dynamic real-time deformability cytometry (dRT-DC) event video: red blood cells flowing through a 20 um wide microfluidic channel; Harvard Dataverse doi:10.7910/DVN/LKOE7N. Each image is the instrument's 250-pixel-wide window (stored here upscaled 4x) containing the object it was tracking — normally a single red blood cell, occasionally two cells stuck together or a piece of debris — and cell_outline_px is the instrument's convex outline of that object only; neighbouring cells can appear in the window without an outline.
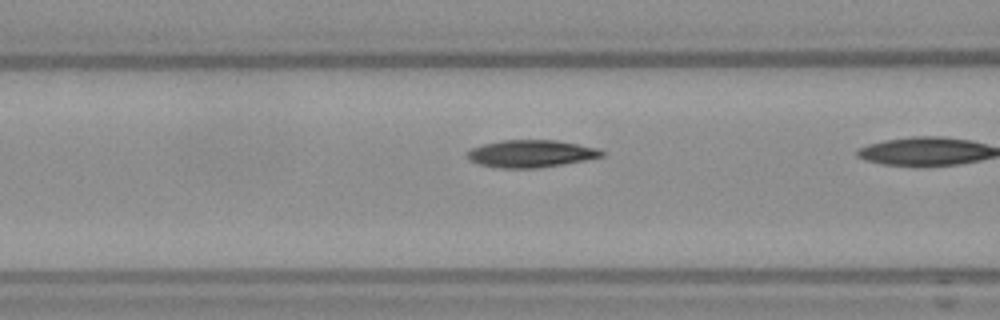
{"species": "Egyptian fruit bat (a non-hibernating species)", "species_latin": "Rousettus aegyptiacus", "temperature_condition": "warm", "stored_images_in_passage": 12, "camera_frame_rate_fps": 3000, "um_per_image_px": 0.085, "frame": {"image": 1, "passage_image": 10, "time_ms": 3.0, "image_size_px": [1000, 320], "cell_outline_px": [[608, 152], [604, 156], [564, 164], [540, 168], [496, 168], [480, 164], [468, 160], [468, 152], [472, 148], [484, 144], [500, 140], [556, 140], [600, 148]], "centroid_in_image_um": [45.19, 13.06], "position_along_channel_um": 121.4, "area_um2": 21.62}}